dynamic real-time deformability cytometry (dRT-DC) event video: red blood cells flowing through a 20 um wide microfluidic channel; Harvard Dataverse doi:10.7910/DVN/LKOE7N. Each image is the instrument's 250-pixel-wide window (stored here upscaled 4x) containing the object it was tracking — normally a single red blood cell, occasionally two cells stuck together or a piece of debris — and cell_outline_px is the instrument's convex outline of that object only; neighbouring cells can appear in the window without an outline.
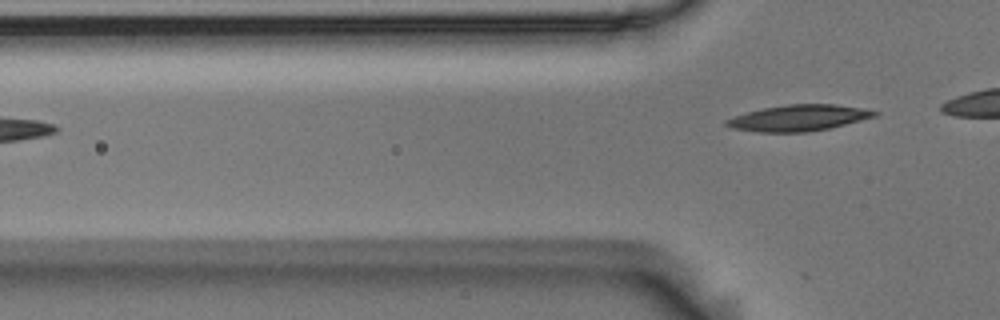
{"species": "Egyptian fruit bat (a non-hibernating species)", "species_latin": "Rousettus aegyptiacus", "temperature_condition": "room temperature", "stored_images_in_passage": 4, "camera_frame_rate_fps": 3000, "um_per_image_px": 0.085, "animal": {"sex": "male"}, "frame": {"image": 1, "passage_image": 4, "time_ms": 1.0, "image_size_px": [1000, 320], "cell_outline_px": [[880, 112], [876, 116], [828, 128], [808, 132], [756, 132], [732, 128], [724, 124], [724, 120], [748, 112], [764, 108], [788, 104], [836, 104], [864, 108]], "centroid_in_image_um": [67.88, 10.02], "position_along_channel_um": 57.9, "area_um2": 22.37}}